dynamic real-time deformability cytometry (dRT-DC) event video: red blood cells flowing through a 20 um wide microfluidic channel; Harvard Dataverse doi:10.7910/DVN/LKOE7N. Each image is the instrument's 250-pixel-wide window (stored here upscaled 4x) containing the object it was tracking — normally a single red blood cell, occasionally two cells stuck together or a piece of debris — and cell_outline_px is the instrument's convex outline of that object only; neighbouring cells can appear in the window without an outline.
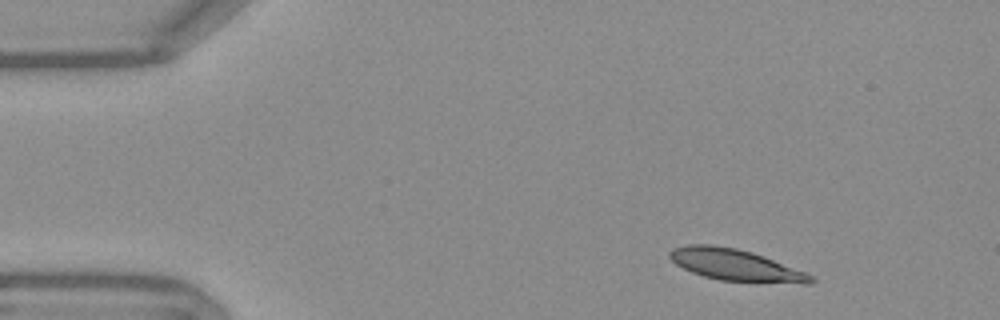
{"species": "Egyptian fruit bat (a non-hibernating species)", "species_latin": "Rousettus aegyptiacus", "temperature_condition": "warm", "stored_images_in_passage": 48, "camera_frame_rate_fps": 3000, "um_per_image_px": 0.085, "frame": {"image": 1, "passage_image": 1, "time_ms": 0.0, "image_size_px": [1000, 320], "cell_outline_px": [[816, 280], [812, 284], [804, 284], [720, 280], [704, 276], [692, 272], [676, 264], [668, 256], [668, 252], [672, 248], [688, 244], [712, 244], [736, 248], [752, 252], [764, 256], [804, 272], [812, 276]], "centroid_in_image_um": [62.5, 22.52], "position_along_channel_um": 22.5, "area_um2": 25.89}}
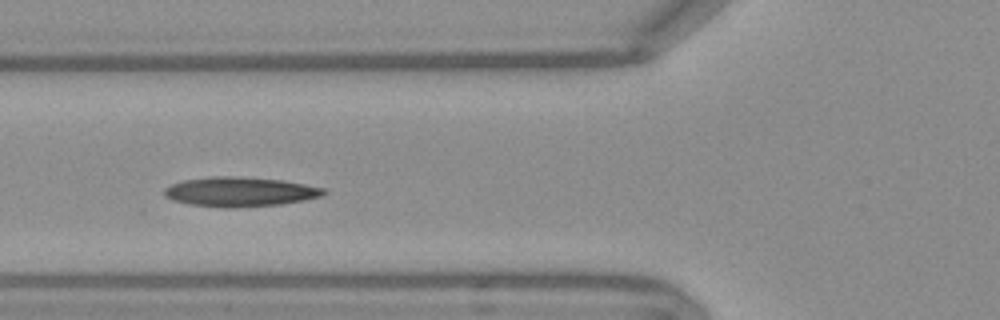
{"frame": {"image": 2, "passage_image": 14, "time_ms": 4.333, "image_size_px": [1000, 320], "cell_outline_px": [[328, 192], [324, 196], [284, 204], [236, 208], [224, 208], [188, 204], [172, 200], [164, 196], [164, 188], [172, 184], [184, 180], [212, 176], [232, 176], [280, 180], [304, 184], [324, 188]], "centroid_in_image_um": [20.4, 16.31], "position_along_channel_um": 105.4, "area_um2": 27.63}}
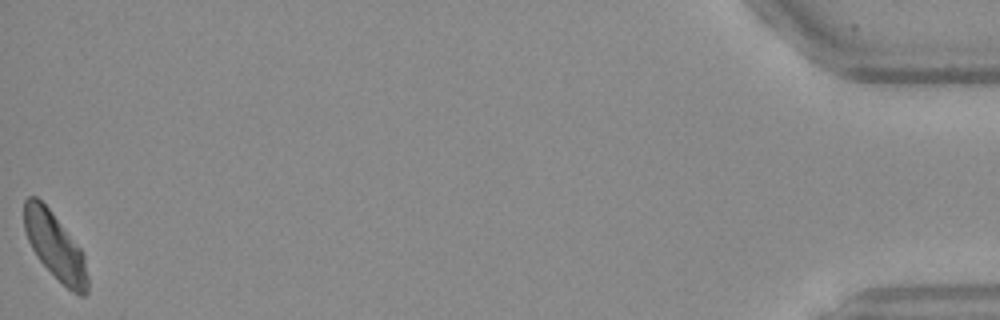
{"frame": {"image": 3, "passage_image": 48, "time_ms": 15.667, "image_size_px": [1000, 320], "cell_outline_px": [[88, 292], [84, 296], [80, 296], [72, 292], [36, 256], [28, 240], [24, 228], [24, 200], [28, 196], [36, 196], [52, 212], [84, 252], [88, 276]], "centroid_in_image_um": [4.7, 20.92], "position_along_channel_um": 430.5, "area_um2": 24.51}, "authors_computed_cell_mechanics": {"area_um2": 25.8944, "velocity_mm_per_s": 3.7398, "shape_relaxation_time_tau1_ms": 6.9487, "shape_relaxation_time_tau2_ms": 4.5489, "deformation_change_tau1": 0.1745, "deformation_change_tau2": 0.1116}}